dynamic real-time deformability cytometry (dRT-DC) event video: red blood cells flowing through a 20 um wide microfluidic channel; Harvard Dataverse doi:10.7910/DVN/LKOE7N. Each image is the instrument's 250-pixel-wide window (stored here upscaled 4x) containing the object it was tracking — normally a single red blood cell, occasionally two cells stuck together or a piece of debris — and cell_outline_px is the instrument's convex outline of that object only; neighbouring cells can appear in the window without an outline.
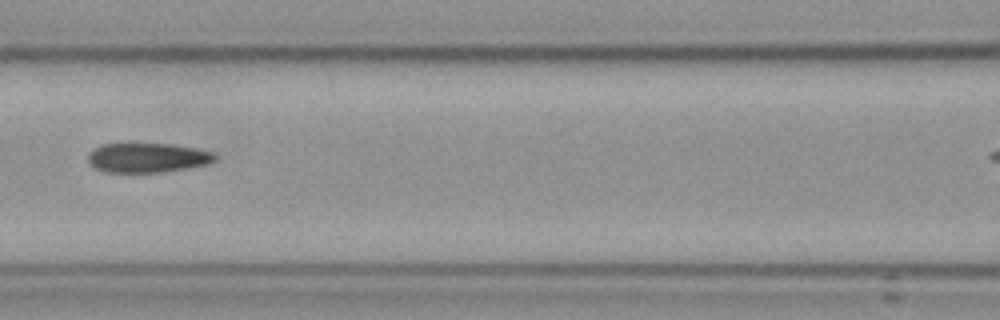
{"species": "Egyptian fruit bat (a non-hibernating species)", "species_latin": "Rousettus aegyptiacus", "temperature_condition": "cold", "stored_images_in_passage": 3, "camera_frame_rate_fps": 3000, "um_per_image_px": 0.085, "frame": {"image": 1, "passage_image": 3, "time_ms": 2.333, "image_size_px": [1000, 320], "cell_outline_px": [[216, 160], [208, 164], [160, 172], [104, 172], [88, 164], [88, 152], [100, 144], [128, 140], [172, 144], [196, 148], [212, 152], [216, 156]], "centroid_in_image_um": [12.44, 13.34], "position_along_channel_um": 154.2, "area_um2": 22.83}}